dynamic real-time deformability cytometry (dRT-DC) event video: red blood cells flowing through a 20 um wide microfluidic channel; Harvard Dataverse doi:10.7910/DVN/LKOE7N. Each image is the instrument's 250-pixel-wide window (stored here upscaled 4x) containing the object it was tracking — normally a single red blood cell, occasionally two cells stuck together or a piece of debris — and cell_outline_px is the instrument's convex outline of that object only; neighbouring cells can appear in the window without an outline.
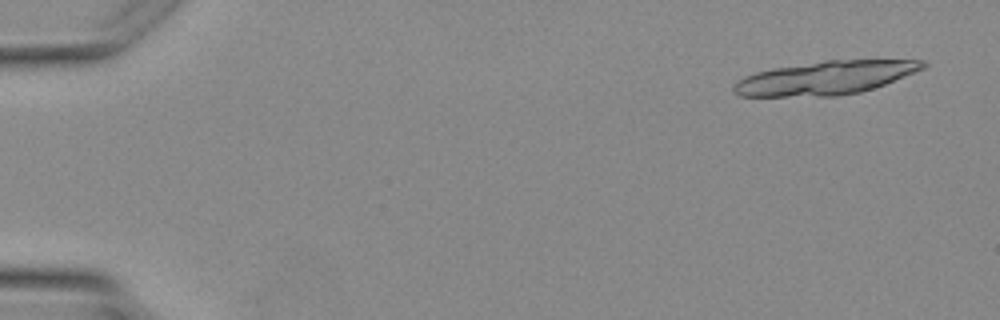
{"species": "Egyptian fruit bat (a non-hibernating species)", "species_latin": "Rousettus aegyptiacus", "temperature_condition": "warm", "stored_images_in_passage": 4, "camera_frame_rate_fps": 3000, "um_per_image_px": 0.085, "animal": {"sex": "female"}, "frame": {"image": 1, "passage_image": 1, "time_ms": 0.0, "image_size_px": [1000, 320], "cell_outline_px": [[928, 64], [924, 68], [884, 84], [860, 92], [836, 96], [740, 96], [732, 88], [732, 84], [736, 80], [744, 76], [756, 72], [776, 68], [828, 60], [924, 60]], "centroid_in_image_um": [70.14, 6.62], "position_along_channel_um": 14.9, "area_um2": 36.47}}